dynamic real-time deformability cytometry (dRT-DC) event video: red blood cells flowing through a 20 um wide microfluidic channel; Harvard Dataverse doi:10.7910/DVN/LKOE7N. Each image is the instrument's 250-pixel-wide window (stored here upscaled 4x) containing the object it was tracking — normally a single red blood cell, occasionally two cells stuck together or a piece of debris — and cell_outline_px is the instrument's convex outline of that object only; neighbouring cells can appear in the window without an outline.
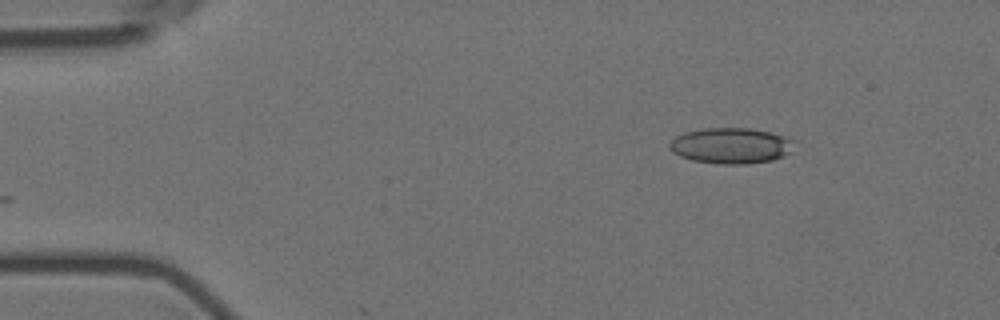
{"species": "Egyptian fruit bat (a non-hibernating species)", "species_latin": "Rousettus aegyptiacus", "temperature_condition": "room temperature", "stored_images_in_passage": 2, "camera_frame_rate_fps": 3000, "um_per_image_px": 0.085, "animal": {"sex": "female"}, "frame": {"image": 1, "passage_image": 2, "time_ms": 1.333, "image_size_px": [1000, 320], "cell_outline_px": [[800, 140], [792, 152], [784, 156], [772, 160], [744, 164], [720, 164], [692, 160], [680, 156], [672, 152], [668, 148], [668, 144], [676, 136], [684, 132], [700, 128], [748, 128], [788, 136]], "centroid_in_image_um": [62.2, 12.37], "position_along_channel_um": 22.8, "area_um2": 26.59}}